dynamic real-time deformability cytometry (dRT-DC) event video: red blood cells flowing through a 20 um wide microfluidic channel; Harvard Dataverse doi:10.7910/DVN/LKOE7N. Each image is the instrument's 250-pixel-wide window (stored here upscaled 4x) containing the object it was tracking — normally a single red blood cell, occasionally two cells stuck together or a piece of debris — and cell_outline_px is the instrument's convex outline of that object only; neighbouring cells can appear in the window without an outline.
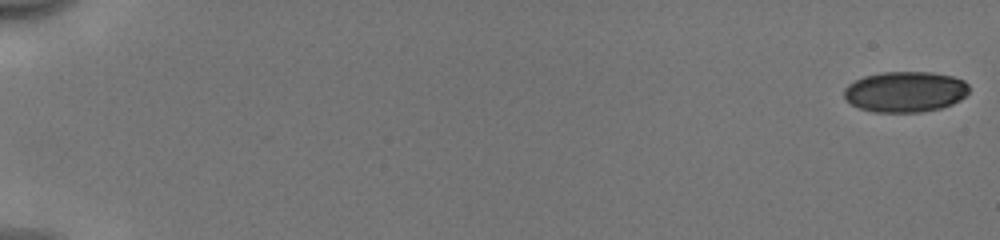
{"species": "human", "species_latin": "Homo sapiens", "temperature_condition": "cold", "stored_images_in_passage": 54, "camera_frame_rate_fps": 3000, "um_per_image_px": 0.085, "donor": {"sex": "male"}, "frame": {"image": 1, "passage_image": 1, "time_ms": 0.0, "image_size_px": [1000, 240], "cell_outline_px": [[968, 92], [960, 100], [952, 104], [940, 108], [920, 112], [872, 112], [860, 108], [844, 100], [844, 88], [848, 84], [864, 76], [880, 72], [932, 72], [952, 76], [964, 80], [968, 84]], "centroid_in_image_um": [76.93, 7.79], "position_along_channel_um": 8.1, "area_um2": 29.77}}
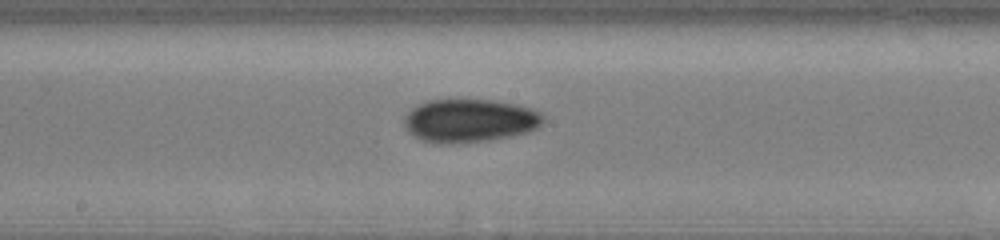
{"frame": {"image": 2, "passage_image": 31, "time_ms": 10.0, "image_size_px": [1000, 240], "cell_outline_px": [[548, 120], [536, 128], [512, 136], [492, 140], [424, 140], [408, 132], [404, 124], [404, 116], [416, 104], [428, 100], [492, 100], [516, 104], [532, 108], [544, 112]], "centroid_in_image_um": [40.01, 10.19], "position_along_channel_um": 208.2, "area_um2": 34.33}}
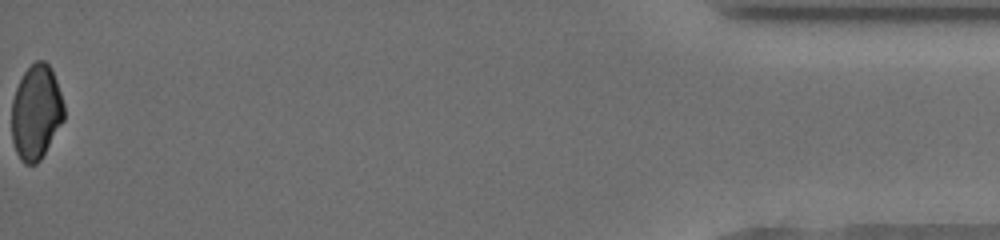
{"frame": {"image": 3, "passage_image": 54, "time_ms": 17.667, "image_size_px": [1000, 240], "cell_outline_px": [[64, 120], [40, 160], [36, 164], [24, 164], [20, 160], [16, 152], [12, 140], [12, 100], [16, 88], [24, 72], [36, 60], [44, 60], [48, 64], [56, 80], [64, 104]], "centroid_in_image_um": [3.06, 9.56], "position_along_channel_um": 432.1, "area_um2": 28.78}, "authors_computed_cell_mechanics": {"area_um2": 32.1079, "velocity_mm_per_s": 3.9929, "shape_relaxation_time_tau1_ms": null, "shape_relaxation_time_tau2_ms": 2.8055, "deformation_change_tau1": null, "deformation_change_tau2": 0.0621}}